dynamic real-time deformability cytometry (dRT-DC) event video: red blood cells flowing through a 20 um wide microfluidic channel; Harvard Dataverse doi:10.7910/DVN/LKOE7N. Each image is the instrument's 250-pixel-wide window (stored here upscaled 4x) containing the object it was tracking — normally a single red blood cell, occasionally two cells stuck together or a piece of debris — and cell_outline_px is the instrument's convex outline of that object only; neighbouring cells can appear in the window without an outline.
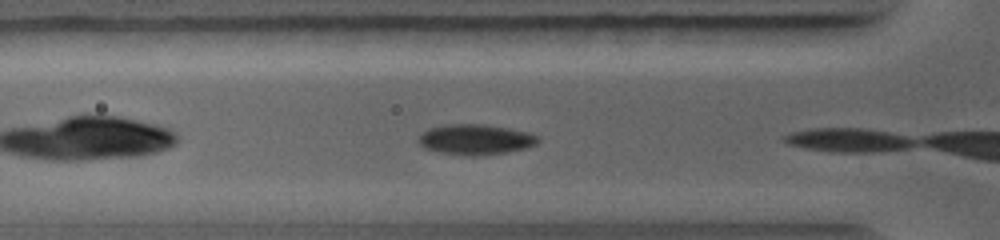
{"species": "common noctule bat (a hibernating species)", "species_latin": "Nyctalus noctula", "temperature_condition": "warm", "stored_images_in_passage": 5, "camera_frame_rate_fps": 5000, "um_per_image_px": 0.085, "animal": {"sex": "female", "body_mass_g": 19.0, "forearm_length_mm": 56.7}, "frame": {"image": 1, "passage_image": 4, "time_ms": 1.0, "image_size_px": [1000, 240], "cell_outline_px": [[540, 140], [536, 144], [528, 148], [508, 152], [476, 156], [472, 156], [440, 152], [424, 148], [416, 140], [428, 128], [448, 124], [484, 124], [508, 128], [528, 132], [540, 136]], "centroid_in_image_um": [40.45, 11.85], "position_along_channel_um": 85.3, "area_um2": 21.27}}